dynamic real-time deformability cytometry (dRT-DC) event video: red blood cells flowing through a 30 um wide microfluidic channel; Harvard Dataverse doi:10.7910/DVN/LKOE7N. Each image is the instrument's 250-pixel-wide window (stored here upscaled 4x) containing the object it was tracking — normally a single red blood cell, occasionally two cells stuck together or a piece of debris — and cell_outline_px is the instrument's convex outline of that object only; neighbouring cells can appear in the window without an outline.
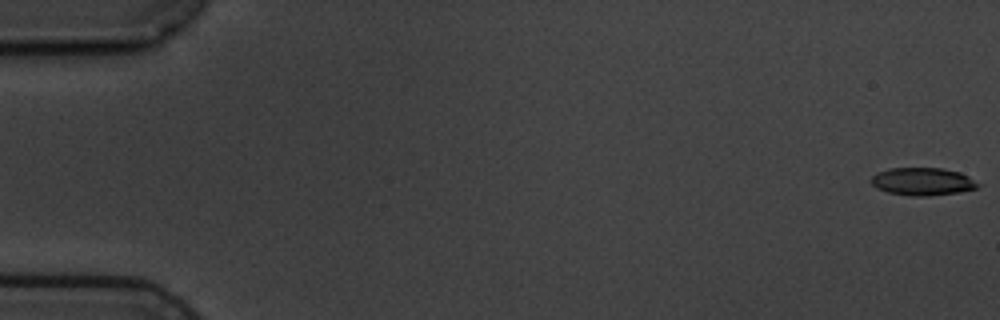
{"species": "common noctule bat (a hibernating species)", "species_latin": "Nyctalus noctula", "temperature_condition": "cold", "stored_images_in_passage": 5, "camera_frame_rate_fps": 3000, "um_per_image_px": 0.085, "animal": {"sex": "male", "body_mass_g": 19.5, "forearm_length_mm": 54.6}, "frame": {"image": 1, "passage_image": 1, "time_ms": 0.0, "image_size_px": [1000, 320], "cell_outline_px": [[980, 184], [976, 188], [960, 192], [928, 196], [912, 196], [888, 192], [876, 188], [872, 184], [872, 176], [888, 168], [944, 168], [960, 172], [968, 176]], "centroid_in_image_um": [78.44, 15.43], "position_along_channel_um": 6.6, "area_um2": 17.17}}
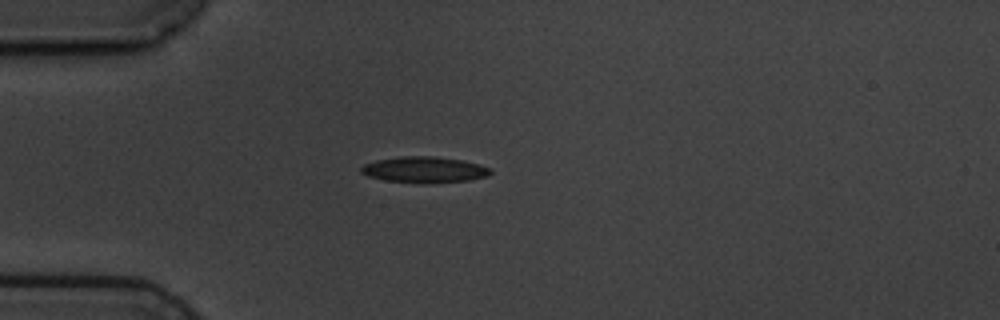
{"frame": {"image": 2, "passage_image": 5, "time_ms": 5.0, "image_size_px": [1000, 320], "cell_outline_px": [[492, 172], [488, 176], [468, 180], [428, 184], [424, 184], [384, 180], [368, 176], [360, 172], [360, 168], [364, 164], [376, 160], [400, 156], [432, 156], [460, 160], [480, 164], [488, 168]], "centroid_in_image_um": [36.04, 14.43], "position_along_channel_um": 49.0, "area_um2": 19.71}}